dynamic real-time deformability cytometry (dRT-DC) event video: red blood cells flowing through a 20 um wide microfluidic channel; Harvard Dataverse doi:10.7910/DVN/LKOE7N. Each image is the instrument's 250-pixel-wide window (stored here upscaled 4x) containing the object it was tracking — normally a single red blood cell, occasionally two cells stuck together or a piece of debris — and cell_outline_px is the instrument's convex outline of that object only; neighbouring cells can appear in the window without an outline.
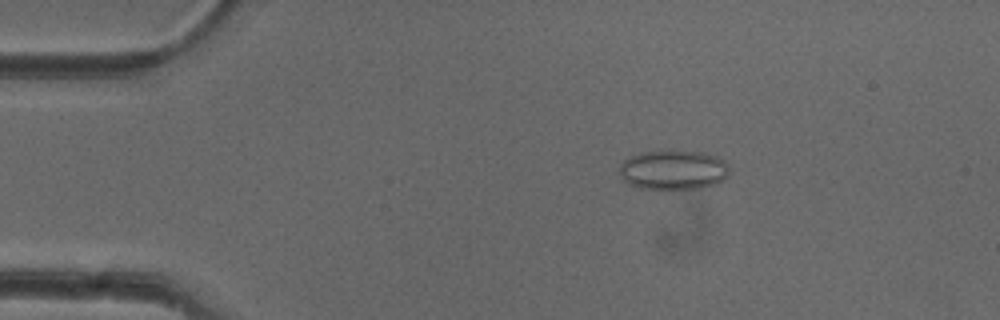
{"species": "common noctule bat (a hibernating species)", "species_latin": "Nyctalus noctula", "temperature_condition": "cold", "stored_images_in_passage": 50, "camera_frame_rate_fps": 3000, "um_per_image_px": 0.085, "animal": {"sex": "female"}, "frame": {"image": 1, "passage_image": 8, "time_ms": 2.333, "image_size_px": [1000, 320], "cell_outline_px": [[728, 176], [716, 184], [700, 188], [640, 188], [628, 184], [624, 180], [620, 172], [620, 164], [628, 156], [640, 152], [704, 152], [716, 156], [724, 160], [728, 164]], "centroid_in_image_um": [57.24, 14.44], "position_along_channel_um": 27.8, "area_um2": 25.03}}
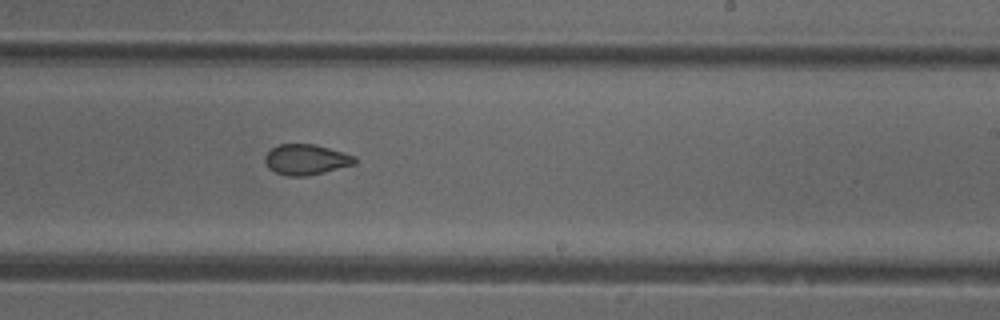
{"frame": {"image": 2, "passage_image": 30, "time_ms": 9.667, "image_size_px": [1000, 320], "cell_outline_px": [[356, 164], [308, 176], [288, 176], [276, 172], [268, 168], [264, 160], [264, 156], [272, 148], [280, 144], [316, 144], [356, 156]], "centroid_in_image_um": [26.02, 13.56], "position_along_channel_um": 263.0, "area_um2": 16.01}}
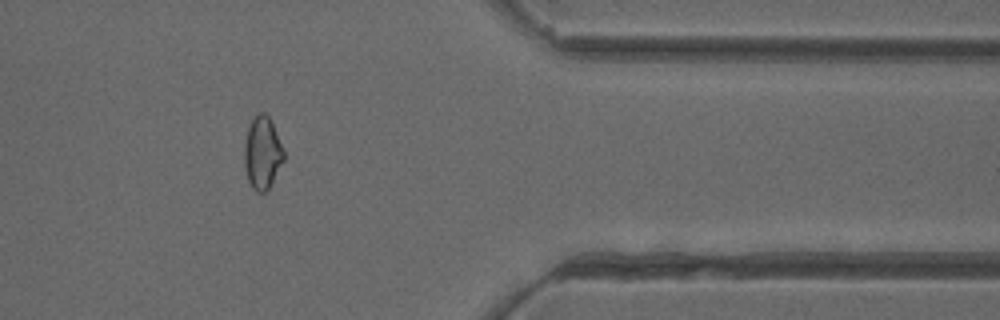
{"frame": {"image": 3, "passage_image": 41, "time_ms": 13.333, "image_size_px": [1000, 320], "cell_outline_px": [[284, 160], [268, 188], [264, 192], [256, 192], [252, 188], [248, 180], [244, 164], [244, 144], [248, 128], [252, 120], [260, 112], [264, 112], [272, 120], [284, 152]], "centroid_in_image_um": [22.29, 12.98], "position_along_channel_um": 389.1, "area_um2": 16.53}, "authors_computed_cell_mechanics": {"area_um2": 17.34, "velocity_mm_per_s": 3.998, "shape_relaxation_time_tau1_ms": null, "shape_relaxation_time_tau2_ms": 2.5977, "deformation_change_tau1": null, "deformation_change_tau2": 0.0664}}